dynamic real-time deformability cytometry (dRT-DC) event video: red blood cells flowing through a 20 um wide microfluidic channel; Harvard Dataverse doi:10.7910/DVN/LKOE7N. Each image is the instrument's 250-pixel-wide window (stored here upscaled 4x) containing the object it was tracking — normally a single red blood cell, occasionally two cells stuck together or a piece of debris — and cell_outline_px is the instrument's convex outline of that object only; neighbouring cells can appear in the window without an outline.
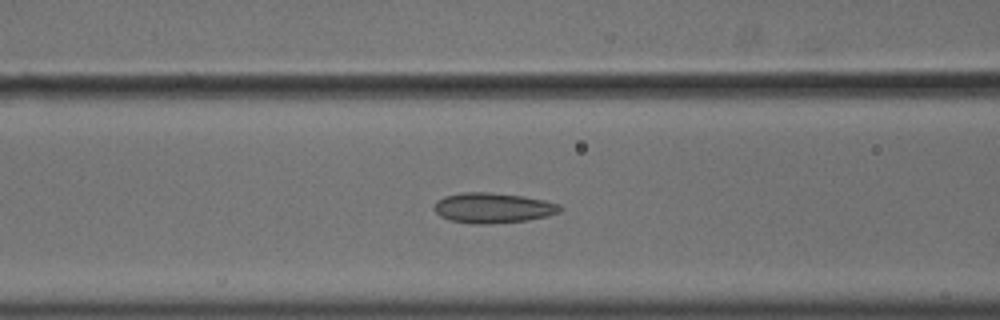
{"species": "common noctule bat (a hibernating species)", "species_latin": "Nyctalus noctula", "temperature_condition": "cold", "stored_images_in_passage": 43, "camera_frame_rate_fps": 3000, "um_per_image_px": 0.085, "animal": {"sex": "male", "body_mass_g": 18.8}, "frame": {"image": 1, "passage_image": 11, "time_ms": 3.333, "image_size_px": [1000, 320], "cell_outline_px": [[560, 212], [528, 220], [488, 224], [472, 224], [448, 220], [440, 216], [436, 212], [436, 200], [444, 196], [464, 192], [488, 192], [524, 196], [544, 200], [560, 204]], "centroid_in_image_um": [41.88, 17.67], "position_along_channel_um": 124.7, "area_um2": 22.08}}
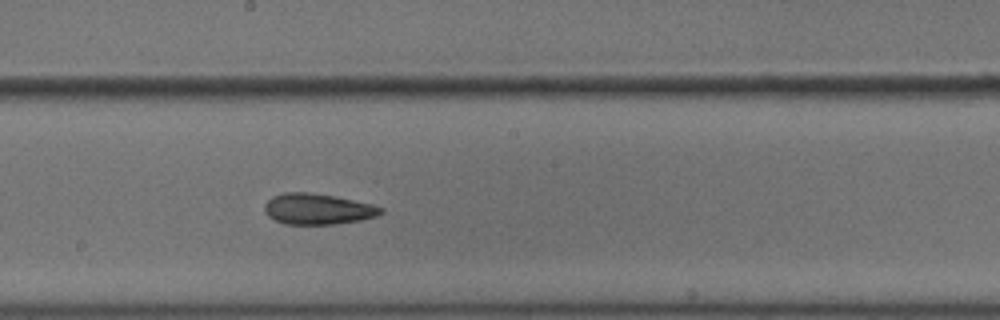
{"frame": {"image": 2, "passage_image": 19, "time_ms": 6.0, "image_size_px": [1000, 320], "cell_outline_px": [[384, 212], [376, 216], [360, 220], [332, 224], [284, 224], [268, 216], [264, 212], [264, 204], [272, 196], [284, 192], [308, 192], [336, 196], [372, 204], [384, 208]], "centroid_in_image_um": [26.99, 17.75], "position_along_channel_um": 221.2, "area_um2": 20.98}}
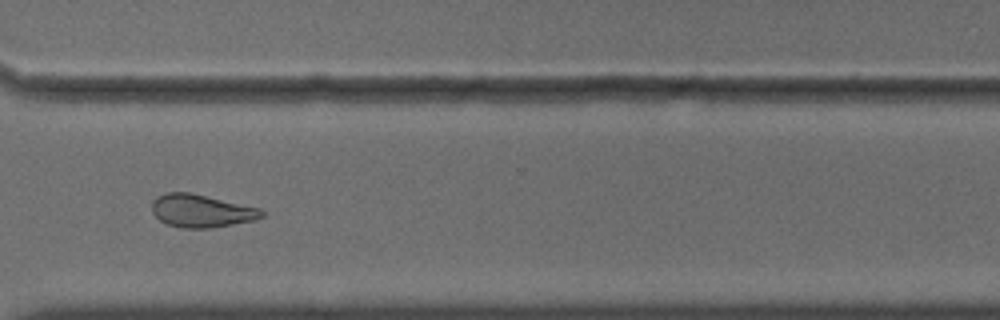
{"frame": {"image": 3, "passage_image": 30, "time_ms": 9.667, "image_size_px": [1000, 320], "cell_outline_px": [[264, 216], [256, 220], [212, 228], [184, 228], [168, 224], [160, 220], [152, 212], [152, 204], [160, 196], [168, 192], [188, 192], [260, 208], [264, 212]], "centroid_in_image_um": [17.16, 17.94], "position_along_channel_um": 353.4, "area_um2": 20.75}}